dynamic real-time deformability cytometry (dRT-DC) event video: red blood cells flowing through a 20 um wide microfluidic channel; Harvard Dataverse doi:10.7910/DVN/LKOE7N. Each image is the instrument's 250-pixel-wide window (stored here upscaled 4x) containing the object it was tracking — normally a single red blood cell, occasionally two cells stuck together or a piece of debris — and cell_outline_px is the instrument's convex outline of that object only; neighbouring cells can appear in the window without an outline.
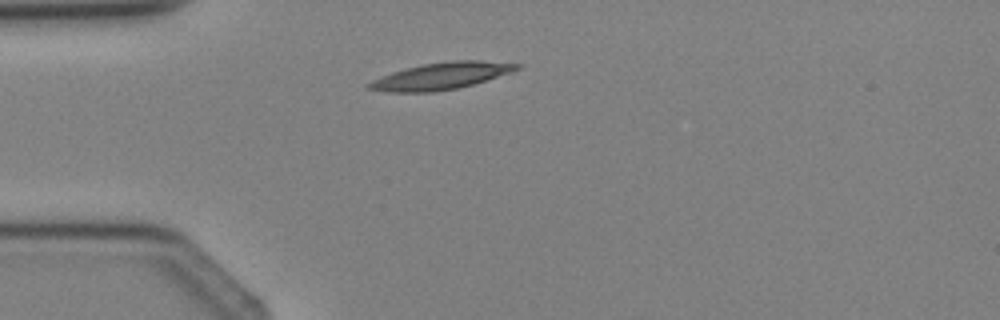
{"species": "Egyptian fruit bat (a non-hibernating species)", "species_latin": "Rousettus aegyptiacus", "temperature_condition": "cold", "stored_images_in_passage": 2, "camera_frame_rate_fps": 3000, "um_per_image_px": 0.085, "animal": {"sex": "female"}, "frame": {"image": 1, "passage_image": 1, "time_ms": 0.0, "image_size_px": [1000, 320], "cell_outline_px": [[524, 64], [520, 68], [512, 72], [472, 84], [456, 88], [432, 92], [384, 92], [364, 88], [364, 84], [380, 76], [392, 72], [424, 64], [452, 60], [480, 60]], "centroid_in_image_um": [37.45, 6.46], "position_along_channel_um": 47.5, "area_um2": 23.18}}